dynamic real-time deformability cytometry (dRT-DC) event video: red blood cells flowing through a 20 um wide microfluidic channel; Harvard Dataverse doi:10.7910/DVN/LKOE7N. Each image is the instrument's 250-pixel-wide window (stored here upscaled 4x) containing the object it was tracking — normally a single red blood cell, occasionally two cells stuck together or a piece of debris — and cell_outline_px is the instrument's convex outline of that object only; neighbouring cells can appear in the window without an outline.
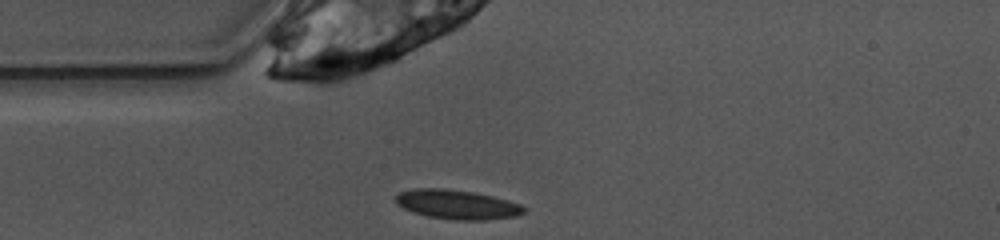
{"species": "common noctule bat (a hibernating species)", "species_latin": "Nyctalus noctula", "temperature_condition": "warm", "stored_images_in_passage": 39, "camera_frame_rate_fps": 3000, "um_per_image_px": 0.085, "animal": {"sex": "female", "body_mass_g": 10.0, "forearm_length_mm": 53.1}, "frame": {"image": 1, "passage_image": 1, "time_ms": 0.0, "image_size_px": [1000, 240], "cell_outline_px": [[528, 208], [524, 212], [516, 216], [484, 220], [452, 220], [428, 216], [412, 212], [396, 204], [396, 196], [400, 192], [416, 188], [444, 188], [472, 192], [492, 196], [508, 200], [520, 204]], "centroid_in_image_um": [38.86, 17.38], "position_along_channel_um": 46.1, "area_um2": 21.91}}
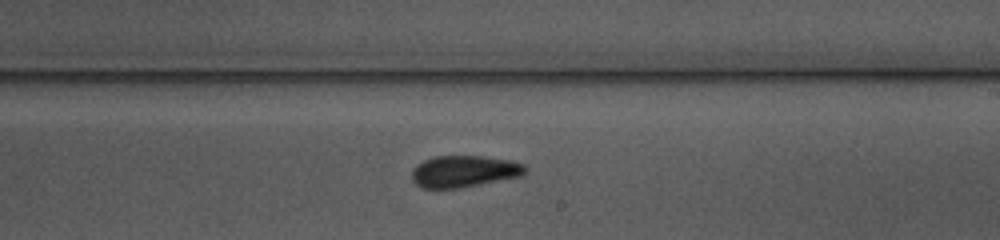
{"frame": {"image": 2, "passage_image": 17, "time_ms": 5.333, "image_size_px": [1000, 240], "cell_outline_px": [[528, 172], [520, 176], [460, 188], [420, 188], [412, 180], [412, 168], [416, 164], [424, 160], [436, 156], [480, 156], [512, 160], [524, 164], [528, 168]], "centroid_in_image_um": [39.45, 14.56], "position_along_channel_um": 249.6, "area_um2": 21.1}}
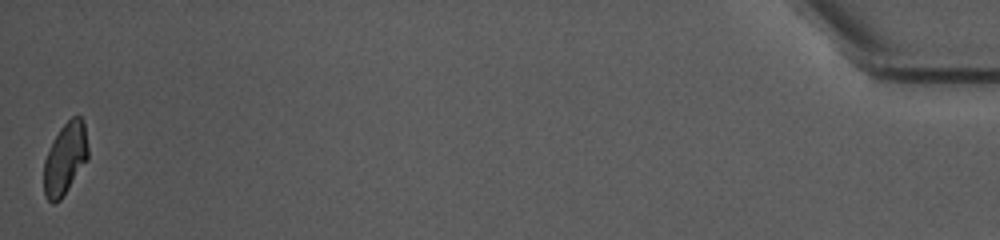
{"frame": {"image": 3, "passage_image": 39, "time_ms": 12.667, "image_size_px": [1000, 240], "cell_outline_px": [[88, 160], [60, 200], [52, 204], [44, 196], [44, 160], [60, 128], [72, 116], [80, 116], [84, 120], [88, 148]], "centroid_in_image_um": [5.55, 13.49], "position_along_channel_um": 429.6, "area_um2": 18.44}, "authors_computed_cell_mechanics": {"area_um2": 20.6346, "velocity_mm_per_s": 3.9022, "shape_relaxation_time_tau1_ms": null, "shape_relaxation_time_tau2_ms": 1.3793, "deformation_change_tau1": null, "deformation_change_tau2": 0.0668}}